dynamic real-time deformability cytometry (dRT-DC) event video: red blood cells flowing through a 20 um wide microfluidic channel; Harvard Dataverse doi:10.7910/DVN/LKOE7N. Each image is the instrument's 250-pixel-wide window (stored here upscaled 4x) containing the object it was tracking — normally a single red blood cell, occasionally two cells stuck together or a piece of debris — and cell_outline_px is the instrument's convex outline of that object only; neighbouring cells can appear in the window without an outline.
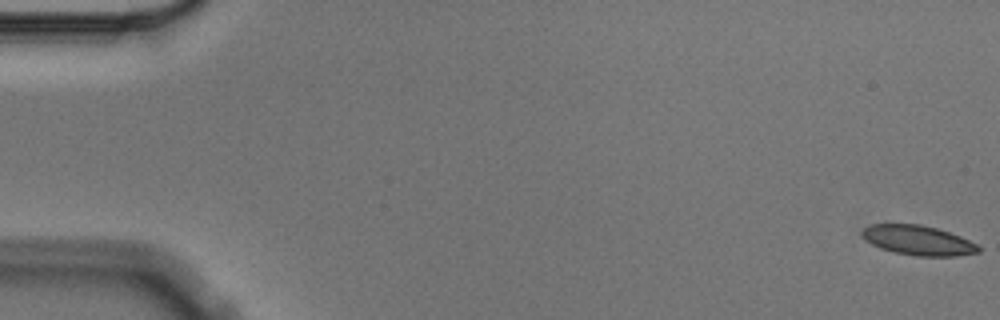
{"species": "Egyptian fruit bat (a non-hibernating species)", "species_latin": "Rousettus aegyptiacus", "temperature_condition": "cold", "stored_images_in_passage": 10, "camera_frame_rate_fps": 3000, "um_per_image_px": 0.085, "animal": {"sex": "male"}, "frame": {"image": 1, "passage_image": 1, "time_ms": 0.0, "image_size_px": [1000, 320], "cell_outline_px": [[980, 252], [956, 256], [916, 256], [896, 252], [880, 248], [872, 244], [860, 232], [868, 224], [920, 224], [936, 228], [960, 236], [976, 244], [980, 248]], "centroid_in_image_um": [78.04, 20.42], "position_along_channel_um": 7.0, "area_um2": 19.94}}
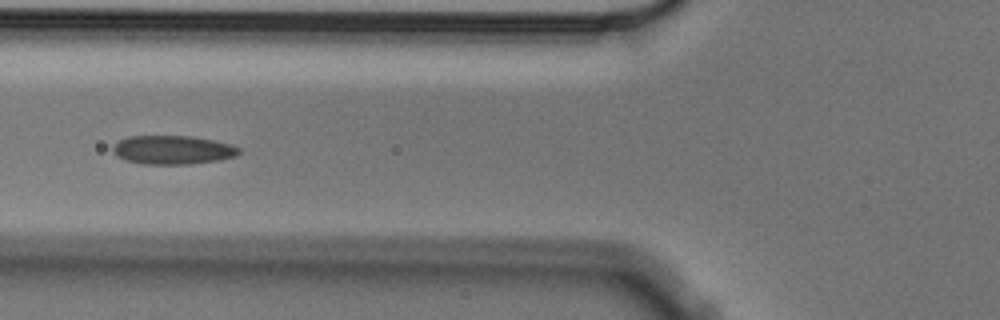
{"frame": {"image": 2, "passage_image": 7, "time_ms": 2.0, "image_size_px": [1000, 320], "cell_outline_px": [[240, 152], [236, 156], [220, 160], [192, 164], [144, 164], [128, 160], [116, 156], [112, 152], [112, 148], [120, 140], [128, 136], [192, 136], [232, 144], [240, 148]], "centroid_in_image_um": [14.71, 12.74], "position_along_channel_um": 111.1, "area_um2": 21.15}}
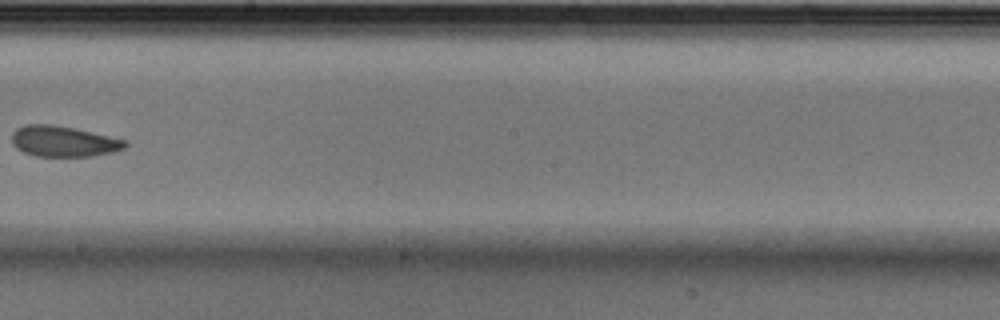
{"frame": {"image": 3, "passage_image": 10, "time_ms": 3.0, "image_size_px": [1000, 320], "cell_outline_px": [[128, 144], [124, 148], [112, 152], [92, 156], [36, 156], [24, 152], [16, 148], [12, 144], [12, 132], [16, 128], [24, 124], [52, 124], [92, 132], [128, 140]], "centroid_in_image_um": [5.38, 12.01], "position_along_channel_um": 242.8, "area_um2": 20.35}}